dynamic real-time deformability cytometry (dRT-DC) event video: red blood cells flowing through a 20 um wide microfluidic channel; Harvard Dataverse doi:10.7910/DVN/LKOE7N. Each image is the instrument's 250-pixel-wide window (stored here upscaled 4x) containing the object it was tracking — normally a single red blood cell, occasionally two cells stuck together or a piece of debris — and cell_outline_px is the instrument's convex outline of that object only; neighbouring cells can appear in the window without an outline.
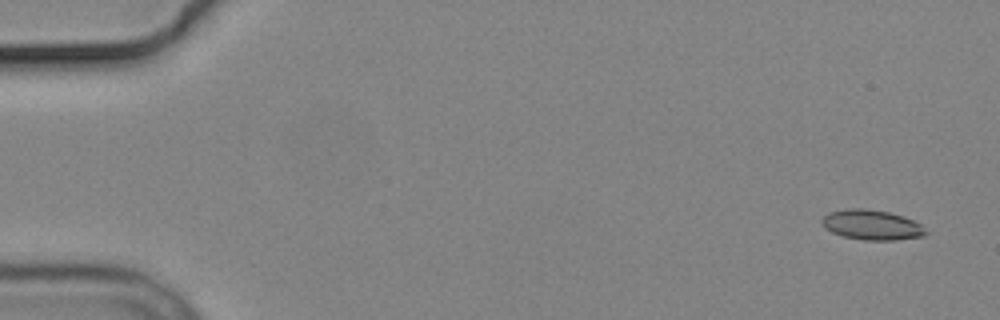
{"species": "common noctule bat (a hibernating species)", "species_latin": "Nyctalus noctula", "temperature_condition": "cold", "stored_images_in_passage": 5, "camera_frame_rate_fps": 3000, "um_per_image_px": 0.085, "animal": {"sex": "male", "body_mass_g": 19.2, "forearm_length_mm": 51.8}, "frame": {"image": 1, "passage_image": 1, "time_ms": 0.0, "image_size_px": [1000, 320], "cell_outline_px": [[928, 232], [924, 236], [896, 240], [864, 240], [844, 236], [832, 232], [824, 228], [820, 224], [820, 220], [828, 212], [848, 208], [864, 208], [888, 212], [904, 216], [920, 224]], "centroid_in_image_um": [74.07, 19.11], "position_along_channel_um": 10.9, "area_um2": 18.26}}
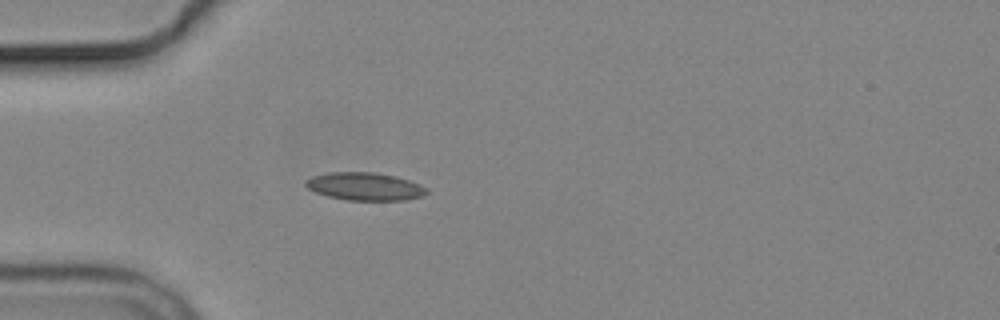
{"frame": {"image": 2, "passage_image": 5, "time_ms": 4.667, "image_size_px": [1000, 320], "cell_outline_px": [[428, 192], [420, 196], [404, 200], [348, 200], [328, 196], [316, 192], [308, 188], [304, 184], [304, 180], [312, 176], [328, 172], [372, 172], [396, 176], [420, 184], [428, 188]], "centroid_in_image_um": [30.99, 15.84], "position_along_channel_um": 54.0, "area_um2": 19.59}}